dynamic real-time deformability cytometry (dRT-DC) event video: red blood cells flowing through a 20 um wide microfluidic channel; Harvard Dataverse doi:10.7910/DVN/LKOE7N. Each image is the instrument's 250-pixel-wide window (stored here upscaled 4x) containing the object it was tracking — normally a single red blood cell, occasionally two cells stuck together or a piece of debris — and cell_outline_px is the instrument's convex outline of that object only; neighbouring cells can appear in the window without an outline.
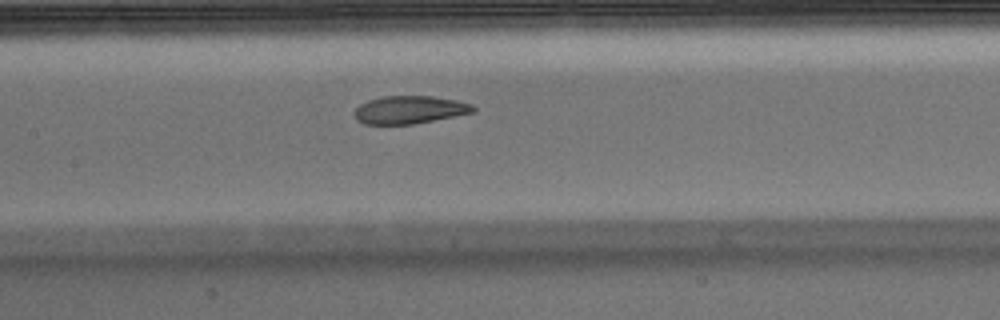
{"species": "Egyptian fruit bat (a non-hibernating species)", "species_latin": "Rousettus aegyptiacus", "temperature_condition": "warm", "stored_images_in_passage": 6, "camera_frame_rate_fps": 3000, "um_per_image_px": 0.085, "animal": {"sex": "male"}, "frame": {"image": 1, "passage_image": 6, "time_ms": 1.667, "image_size_px": [1000, 320], "cell_outline_px": [[476, 112], [412, 124], [364, 124], [356, 120], [352, 112], [360, 104], [368, 100], [380, 96], [432, 96], [456, 100], [472, 104], [476, 108]], "centroid_in_image_um": [34.79, 9.33], "position_along_channel_um": 172.6, "area_um2": 19.42}}